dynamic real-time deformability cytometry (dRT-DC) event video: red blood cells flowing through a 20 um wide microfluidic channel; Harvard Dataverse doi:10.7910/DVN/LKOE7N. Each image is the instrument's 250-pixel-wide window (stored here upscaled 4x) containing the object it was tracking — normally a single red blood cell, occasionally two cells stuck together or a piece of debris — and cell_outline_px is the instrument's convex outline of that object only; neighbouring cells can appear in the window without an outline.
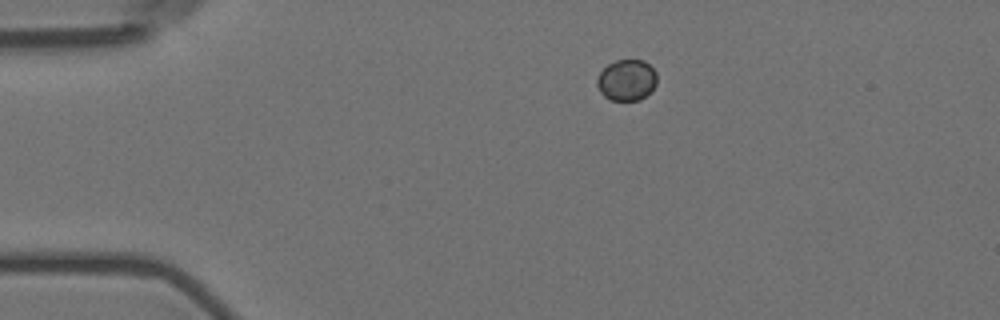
{"species": "Egyptian fruit bat (a non-hibernating species)", "species_latin": "Rousettus aegyptiacus", "temperature_condition": "room temperature", "stored_images_in_passage": 7, "camera_frame_rate_fps": 3000, "um_per_image_px": 0.085, "animal": {"sex": "female"}, "frame": {"image": 1, "passage_image": 1, "time_ms": 0.0, "image_size_px": [1000, 320], "cell_outline_px": [[656, 84], [640, 100], [612, 100], [604, 96], [600, 92], [596, 84], [596, 80], [600, 72], [608, 64], [616, 60], [644, 60], [656, 72]], "centroid_in_image_um": [53.24, 6.8], "position_along_channel_um": 31.8, "area_um2": 14.22}}
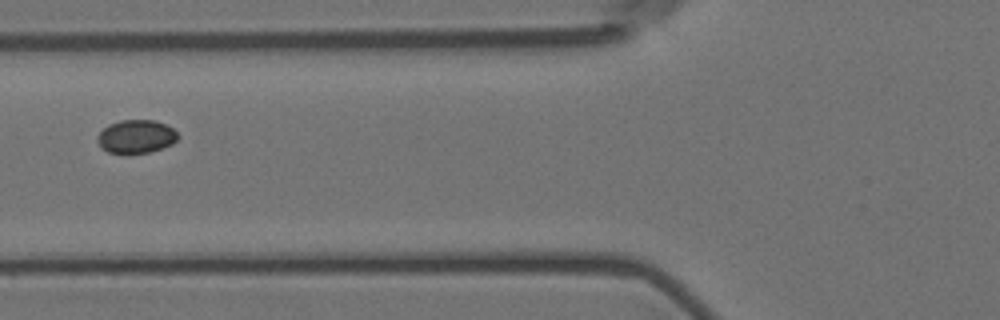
{"frame": {"image": 2, "passage_image": 4, "time_ms": 1.0, "image_size_px": [1000, 320], "cell_outline_px": [[180, 136], [172, 144], [148, 152], [108, 152], [100, 148], [96, 140], [96, 136], [108, 124], [120, 120], [156, 120], [172, 128]], "centroid_in_image_um": [11.54, 11.58], "position_along_channel_um": 114.3, "area_um2": 15.49}}
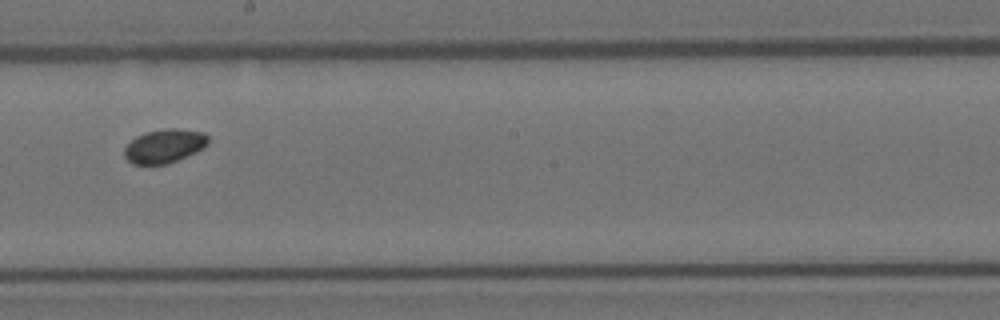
{"frame": {"image": 3, "passage_image": 7, "time_ms": 2.0, "image_size_px": [1000, 320], "cell_outline_px": [[208, 144], [204, 148], [196, 152], [168, 164], [132, 164], [124, 156], [124, 148], [136, 136], [148, 132], [168, 128], [176, 128], [204, 132], [208, 136]], "centroid_in_image_um": [14.0, 12.41], "position_along_channel_um": 234.2, "area_um2": 16.47}}